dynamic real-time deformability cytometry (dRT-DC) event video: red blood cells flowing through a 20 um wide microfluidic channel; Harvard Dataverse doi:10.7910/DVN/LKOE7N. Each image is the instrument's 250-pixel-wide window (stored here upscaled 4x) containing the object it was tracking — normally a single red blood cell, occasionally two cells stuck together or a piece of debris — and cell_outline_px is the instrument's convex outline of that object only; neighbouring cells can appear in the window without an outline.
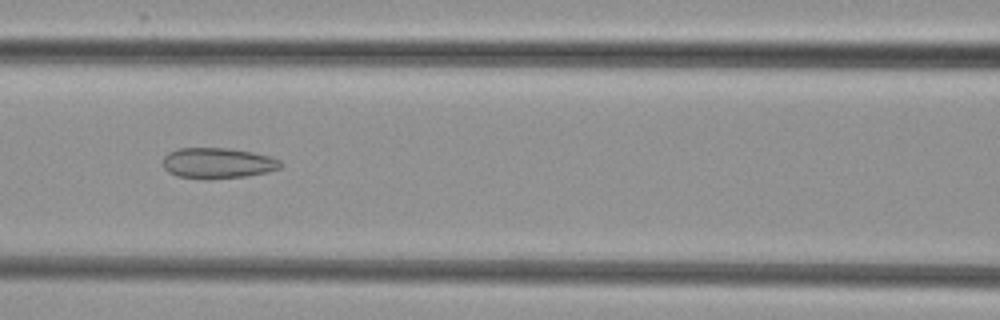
{"species": "common noctule bat (a hibernating species)", "species_latin": "Nyctalus noctula", "temperature_condition": "cold", "stored_images_in_passage": 8, "segment_of_instrument_passage": [1, 2], "camera_frame_rate_fps": 3000, "um_per_image_px": 0.085, "animal": {"sex": "female", "body_mass_g": 29.2, "forearm_length_mm": 56.3}, "frame": {"image": 1, "passage_image": 6, "time_ms": 5.667, "image_size_px": [1000, 320], "cell_outline_px": [[284, 164], [280, 168], [264, 172], [244, 176], [208, 180], [176, 176], [168, 172], [164, 168], [164, 156], [168, 152], [176, 148], [228, 148], [252, 152], [268, 156], [280, 160]], "centroid_in_image_um": [18.47, 13.87], "position_along_channel_um": 148.1, "area_um2": 21.1}}
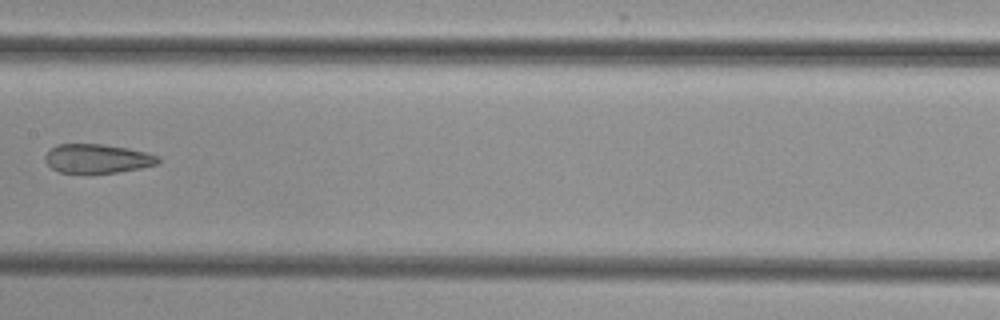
{"frame": {"image": 2, "passage_image": 7, "time_ms": 7.0, "image_size_px": [1000, 320], "cell_outline_px": [[160, 164], [140, 168], [116, 172], [60, 172], [52, 168], [44, 160], [44, 156], [56, 144], [100, 144], [128, 148], [144, 152], [156, 156], [160, 160]], "centroid_in_image_um": [8.26, 13.47], "position_along_channel_um": 199.1, "area_um2": 18.79}}